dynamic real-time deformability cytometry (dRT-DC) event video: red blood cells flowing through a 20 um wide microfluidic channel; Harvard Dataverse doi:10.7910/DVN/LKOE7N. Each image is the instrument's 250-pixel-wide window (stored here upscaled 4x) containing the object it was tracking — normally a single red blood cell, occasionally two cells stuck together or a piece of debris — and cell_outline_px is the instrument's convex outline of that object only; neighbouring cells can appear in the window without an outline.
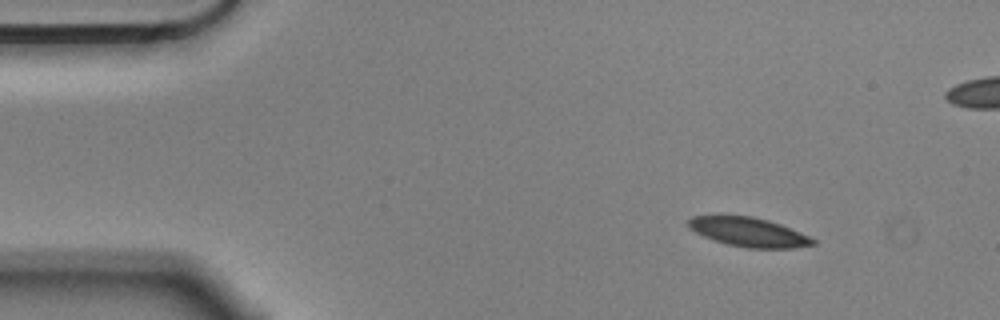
{"species": "Egyptian fruit bat (a non-hibernating species)", "species_latin": "Rousettus aegyptiacus", "temperature_condition": "cold", "stored_images_in_passage": 7, "camera_frame_rate_fps": 3000, "um_per_image_px": 0.085, "animal": {"sex": "male"}, "frame": {"image": 1, "passage_image": 1, "time_ms": 0.0, "image_size_px": [1000, 320], "cell_outline_px": [[816, 244], [796, 248], [748, 248], [728, 244], [712, 240], [688, 228], [688, 220], [692, 216], [752, 216], [768, 220], [780, 224], [800, 232], [816, 240]], "centroid_in_image_um": [63.65, 19.73], "position_along_channel_um": 21.4, "area_um2": 21.04}}
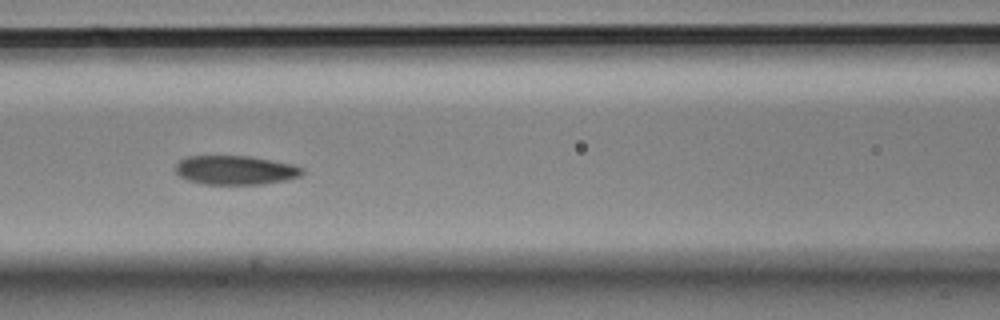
{"frame": {"image": 2, "passage_image": 6, "time_ms": 1.667, "image_size_px": [1000, 320], "cell_outline_px": [[304, 172], [300, 176], [284, 180], [264, 184], [204, 184], [188, 180], [180, 176], [176, 172], [176, 164], [180, 160], [188, 156], [248, 156], [292, 164], [304, 168]], "centroid_in_image_um": [20.01, 14.46], "position_along_channel_um": 146.6, "area_um2": 21.33}}
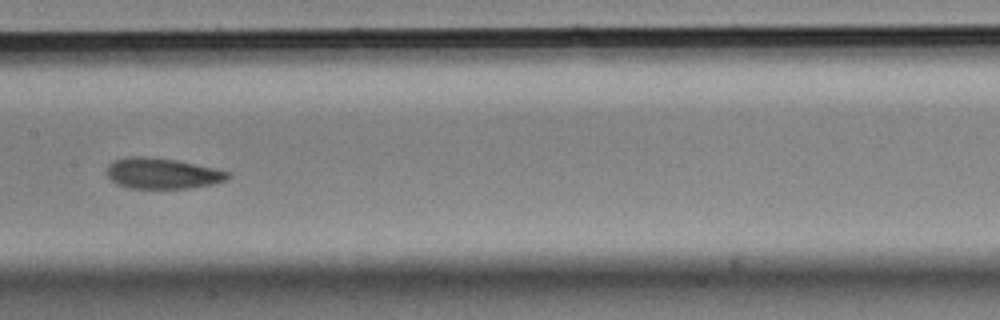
{"frame": {"image": 3, "passage_image": 7, "time_ms": 2.0, "image_size_px": [1000, 320], "cell_outline_px": [[228, 176], [224, 180], [212, 184], [188, 188], [128, 188], [116, 184], [108, 176], [108, 164], [116, 160], [128, 156], [144, 156], [176, 160], [212, 168], [228, 172]], "centroid_in_image_um": [13.73, 14.74], "position_along_channel_um": 193.7, "area_um2": 21.27}}